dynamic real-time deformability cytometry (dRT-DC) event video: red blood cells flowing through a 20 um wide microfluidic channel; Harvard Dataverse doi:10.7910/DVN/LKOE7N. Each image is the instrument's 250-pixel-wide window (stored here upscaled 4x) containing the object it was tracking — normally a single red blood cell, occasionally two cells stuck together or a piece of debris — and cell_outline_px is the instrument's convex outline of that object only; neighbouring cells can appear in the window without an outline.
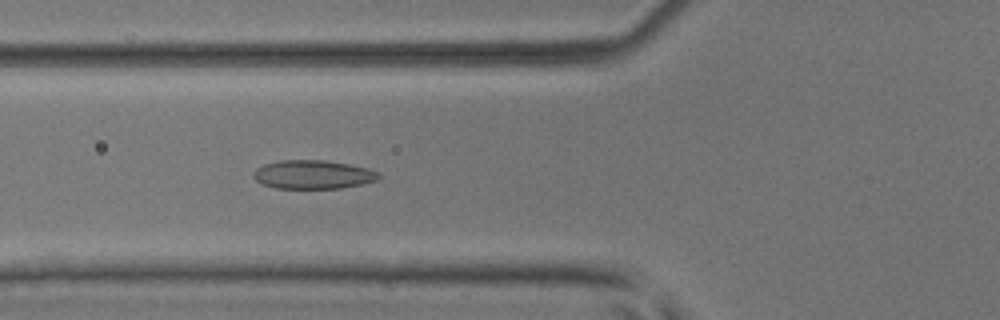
{"species": "common noctule bat (a hibernating species)", "species_latin": "Nyctalus noctula", "temperature_condition": "room temperature", "stored_images_in_passage": 51, "camera_frame_rate_fps": 3000, "um_per_image_px": 0.085, "animal": {"sex": "male", "body_mass_g": 17.9, "forearm_length_mm": 54.2}, "frame": {"image": 1, "passage_image": 20, "time_ms": 6.333, "image_size_px": [1000, 320], "cell_outline_px": [[380, 176], [376, 180], [360, 184], [340, 188], [276, 188], [260, 184], [252, 176], [252, 172], [256, 168], [264, 164], [280, 160], [324, 160], [348, 164], [368, 168], [380, 172]], "centroid_in_image_um": [26.56, 14.83], "position_along_channel_um": 99.2, "area_um2": 20.98}}
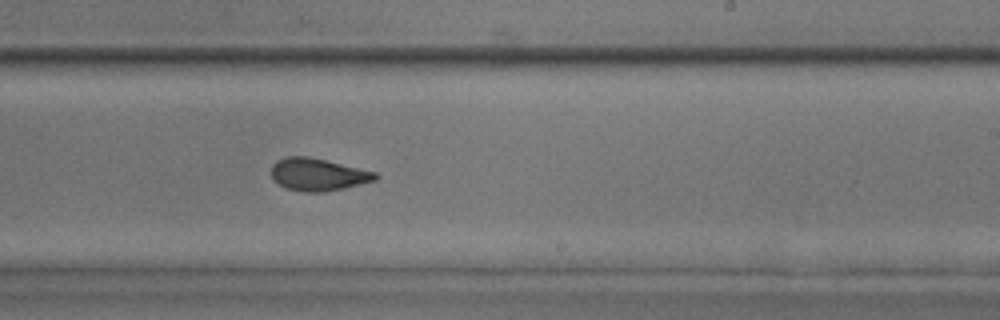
{"frame": {"image": 2, "passage_image": 32, "time_ms": 10.333, "image_size_px": [1000, 320], "cell_outline_px": [[380, 176], [376, 180], [360, 184], [324, 192], [304, 192], [284, 188], [272, 180], [272, 164], [276, 160], [284, 156], [308, 156], [376, 172]], "centroid_in_image_um": [26.98, 14.83], "position_along_channel_um": 262.0, "area_um2": 19.77}}
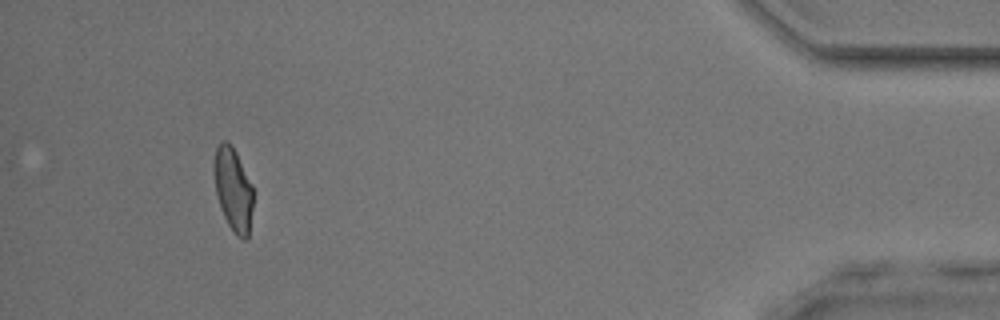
{"frame": {"image": 3, "passage_image": 48, "time_ms": 15.667, "image_size_px": [1000, 320], "cell_outline_px": [[256, 192], [248, 236], [244, 240], [236, 236], [232, 232], [220, 208], [216, 192], [212, 164], [216, 148], [220, 140], [228, 140], [232, 144]], "centroid_in_image_um": [19.83, 16.08], "position_along_channel_um": 415.4, "area_um2": 19.77}, "authors_computed_cell_mechanics": {"area_um2": 20.1722, "velocity_mm_per_s": 4.0726, "shape_relaxation_time_tau1_ms": 6.3989, "shape_relaxation_time_tau2_ms": 1.3963, "deformation_change_tau1": 0.1752, "deformation_change_tau2": 0.0733}}